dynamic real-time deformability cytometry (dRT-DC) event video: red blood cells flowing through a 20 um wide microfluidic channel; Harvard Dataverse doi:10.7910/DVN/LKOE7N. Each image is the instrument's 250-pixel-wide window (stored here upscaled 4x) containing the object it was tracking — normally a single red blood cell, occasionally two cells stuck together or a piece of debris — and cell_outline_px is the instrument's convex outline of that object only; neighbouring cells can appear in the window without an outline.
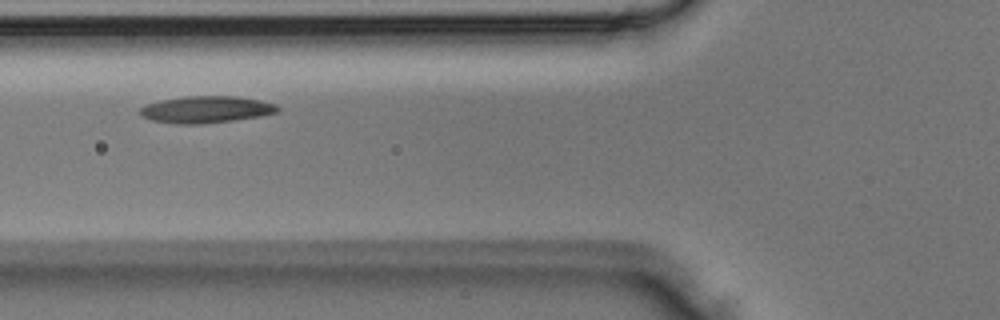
{"species": "Egyptian fruit bat (a non-hibernating species)", "species_latin": "Rousettus aegyptiacus", "temperature_condition": "room temperature", "stored_images_in_passage": 2, "camera_frame_rate_fps": 3000, "um_per_image_px": 0.085, "animal": {"sex": "male"}, "frame": {"image": 1, "passage_image": 2, "time_ms": 0.333, "image_size_px": [1000, 320], "cell_outline_px": [[280, 112], [260, 116], [232, 120], [200, 124], [176, 124], [152, 120], [144, 116], [140, 112], [140, 108], [144, 104], [160, 100], [184, 96], [232, 96], [260, 100], [276, 104], [280, 108]], "centroid_in_image_um": [17.53, 9.3], "position_along_channel_um": 108.3, "area_um2": 21.5}}